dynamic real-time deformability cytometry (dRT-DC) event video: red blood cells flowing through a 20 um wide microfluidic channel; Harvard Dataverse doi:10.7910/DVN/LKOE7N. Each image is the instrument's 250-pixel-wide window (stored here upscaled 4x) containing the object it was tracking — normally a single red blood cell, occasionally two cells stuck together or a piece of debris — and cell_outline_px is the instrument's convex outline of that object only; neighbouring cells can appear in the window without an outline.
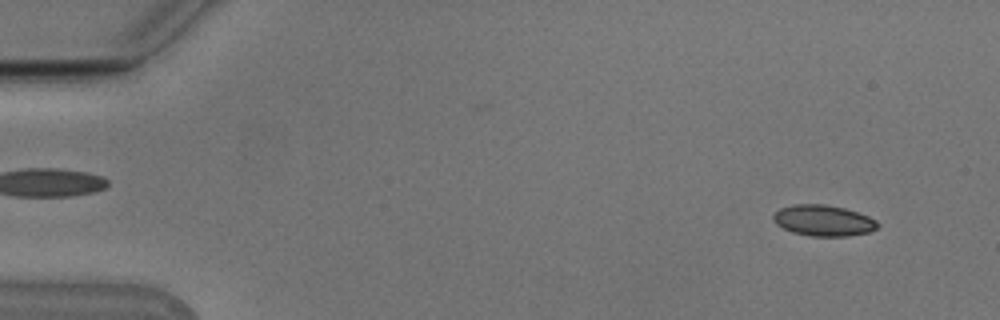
{"species": "Egyptian fruit bat (a non-hibernating species)", "species_latin": "Rousettus aegyptiacus", "temperature_condition": "cold", "stored_images_in_passage": 54, "camera_frame_rate_fps": 3000, "um_per_image_px": 0.085, "animal": {"sex": "male"}, "frame": {"image": 1, "passage_image": 4, "time_ms": 1.0, "image_size_px": [1000, 320], "cell_outline_px": [[880, 224], [876, 228], [868, 232], [848, 236], [812, 236], [792, 232], [776, 224], [772, 220], [772, 216], [780, 208], [796, 204], [824, 204], [844, 208], [868, 216], [876, 220]], "centroid_in_image_um": [69.98, 18.74], "position_along_channel_um": 15.0, "area_um2": 18.73}}
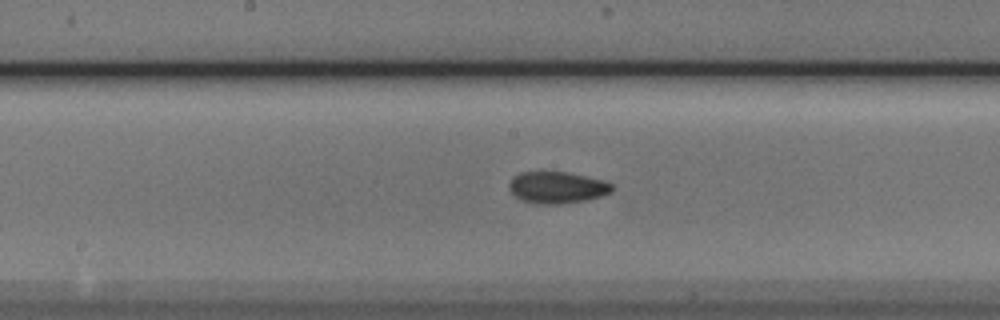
{"frame": {"image": 2, "passage_image": 28, "time_ms": 9.0, "image_size_px": [1000, 320], "cell_outline_px": [[616, 188], [612, 192], [600, 196], [584, 200], [560, 204], [536, 204], [520, 200], [508, 188], [508, 184], [512, 176], [520, 172], [544, 168], [568, 172], [608, 180]], "centroid_in_image_um": [47.34, 15.87], "position_along_channel_um": 200.9, "area_um2": 20.06}}
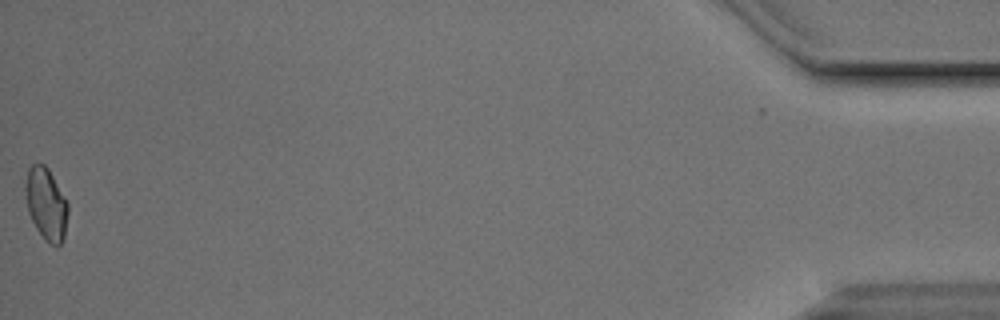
{"frame": {"image": 3, "passage_image": 54, "time_ms": 17.667, "image_size_px": [1000, 320], "cell_outline_px": [[68, 212], [64, 240], [56, 248], [48, 244], [44, 240], [36, 228], [28, 212], [24, 188], [24, 184], [28, 168], [32, 164], [44, 164], [48, 168], [68, 204]], "centroid_in_image_um": [3.91, 17.38], "position_along_channel_um": 431.3, "area_um2": 18.09}, "authors_computed_cell_mechanics": {"area_um2": 18.3515, "velocity_mm_per_s": 3.7833, "shape_relaxation_time_tau1_ms": 4.6698, "shape_relaxation_time_tau2_ms": 2.189, "deformation_change_tau1": 0.0609, "deformation_change_tau2": 0.0484}}